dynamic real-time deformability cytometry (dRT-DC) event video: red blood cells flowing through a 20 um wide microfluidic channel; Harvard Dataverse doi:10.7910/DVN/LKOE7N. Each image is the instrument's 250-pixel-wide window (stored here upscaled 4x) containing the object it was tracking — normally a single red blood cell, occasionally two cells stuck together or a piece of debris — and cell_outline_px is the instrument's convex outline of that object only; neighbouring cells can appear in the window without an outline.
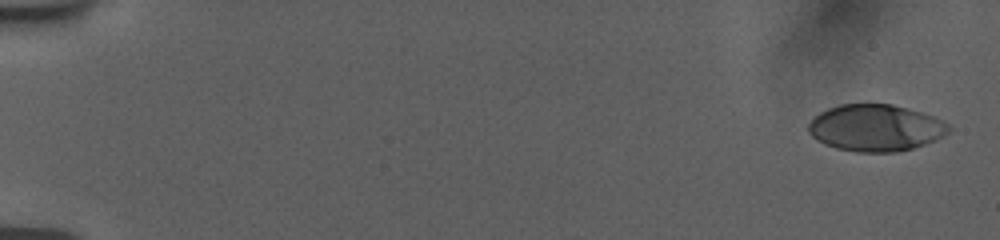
{"species": "human", "species_latin": "Homo sapiens", "temperature_condition": "room temperature", "stored_images_in_passage": 50, "camera_frame_rate_fps": 3000, "um_per_image_px": 0.085, "donor": {"sex": "female"}, "frame": {"image": 1, "passage_image": 1, "time_ms": 0.0, "image_size_px": [1000, 240], "cell_outline_px": [[952, 128], [948, 132], [924, 144], [912, 148], [896, 152], [860, 152], [836, 148], [824, 144], [816, 140], [808, 132], [808, 124], [820, 112], [828, 108], [840, 104], [892, 104], [908, 108], [944, 120]], "centroid_in_image_um": [74.4, 10.86], "position_along_channel_um": 10.6, "area_um2": 38.03}}
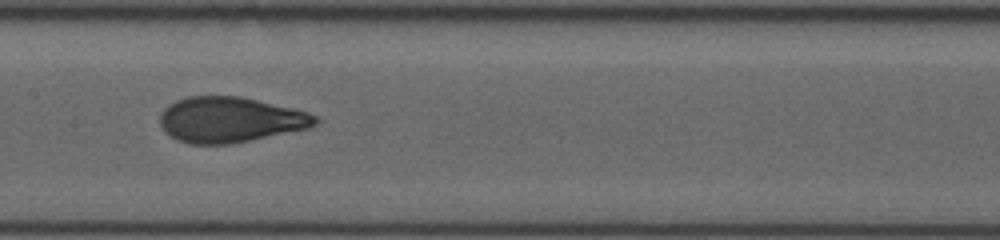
{"frame": {"image": 2, "passage_image": 27, "time_ms": 9.333, "image_size_px": [1000, 240], "cell_outline_px": [[320, 120], [316, 124], [308, 128], [228, 144], [188, 144], [176, 140], [164, 132], [160, 124], [160, 112], [168, 104], [176, 100], [188, 96], [240, 96], [292, 108], [308, 112], [316, 116]], "centroid_in_image_um": [19.5, 10.17], "position_along_channel_um": 187.9, "area_um2": 41.1}}
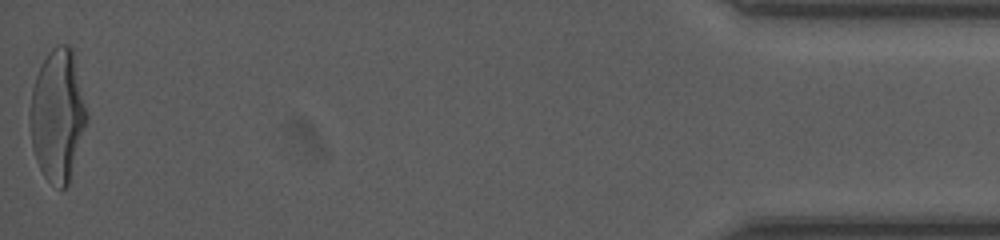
{"frame": {"image": 3, "passage_image": 50, "time_ms": 18.0, "image_size_px": [1000, 240], "cell_outline_px": [[88, 120], [68, 184], [64, 188], [60, 188], [48, 180], [44, 176], [36, 160], [32, 148], [28, 116], [32, 88], [36, 76], [48, 52], [56, 44], [68, 44], [72, 48], [88, 112]], "centroid_in_image_um": [4.89, 9.78], "position_along_channel_um": 430.3, "area_um2": 43.81}, "authors_computed_cell_mechanics": {"area_um2": 40.3444, "velocity_mm_per_s": 3.7516, "shape_relaxation_time_tau1_ms": 4.5018, "shape_relaxation_time_tau2_ms": 0.7499, "deformation_change_tau1": 0.2035, "deformation_change_tau2": 0.0713}}